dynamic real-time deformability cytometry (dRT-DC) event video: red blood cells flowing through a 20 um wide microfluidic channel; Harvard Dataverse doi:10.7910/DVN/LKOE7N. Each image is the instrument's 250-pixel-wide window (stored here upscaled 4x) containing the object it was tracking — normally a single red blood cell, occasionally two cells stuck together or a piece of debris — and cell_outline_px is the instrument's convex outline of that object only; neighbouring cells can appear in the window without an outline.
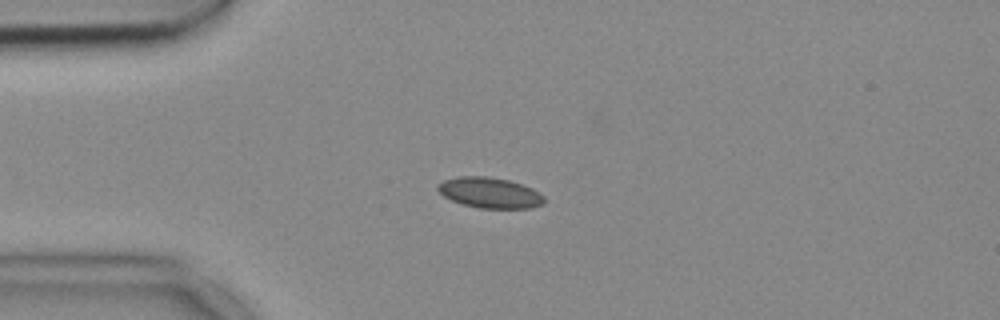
{"species": "common noctule bat (a hibernating species)", "species_latin": "Nyctalus noctula", "temperature_condition": "cold", "stored_images_in_passage": 50, "camera_frame_rate_fps": 3000, "um_per_image_px": 0.085, "animal": {"sex": "female", "body_mass_g": 18.4}, "frame": {"image": 1, "passage_image": 14, "time_ms": 4.333, "image_size_px": [1000, 320], "cell_outline_px": [[544, 204], [532, 208], [480, 208], [464, 204], [452, 200], [444, 196], [436, 188], [436, 184], [444, 180], [460, 176], [484, 176], [508, 180], [532, 188], [540, 192], [544, 196]], "centroid_in_image_um": [41.64, 16.38], "position_along_channel_um": 43.4, "area_um2": 18.9}}
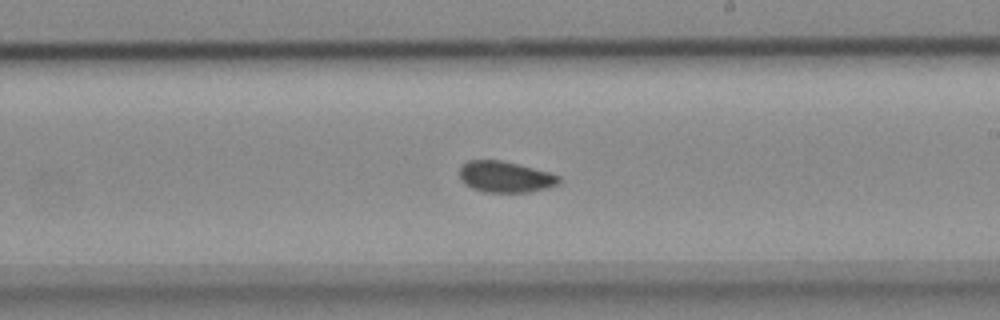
{"frame": {"image": 2, "passage_image": 32, "time_ms": 10.333, "image_size_px": [1000, 320], "cell_outline_px": [[560, 184], [548, 188], [528, 192], [484, 192], [472, 188], [464, 184], [460, 180], [460, 164], [468, 160], [500, 160], [548, 172], [560, 176]], "centroid_in_image_um": [42.92, 15.04], "position_along_channel_um": 246.1, "area_um2": 18.09}}
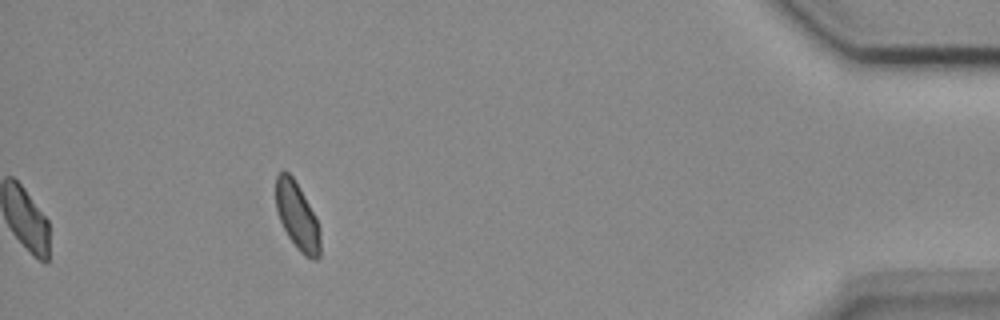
{"frame": {"image": 3, "passage_image": 50, "time_ms": 16.333, "image_size_px": [1000, 320], "cell_outline_px": [[320, 256], [316, 260], [312, 260], [304, 256], [296, 248], [288, 236], [280, 220], [276, 208], [276, 176], [280, 172], [288, 172], [292, 176], [300, 188], [316, 216], [320, 228]], "centroid_in_image_um": [25.29, 18.41], "position_along_channel_um": 409.9, "area_um2": 17.51}, "authors_computed_cell_mechanics": {"area_um2": 18.7561, "velocity_mm_per_s": 3.703, "shape_relaxation_time_tau1_ms": null, "shape_relaxation_time_tau2_ms": 1.6186, "deformation_change_tau1": null, "deformation_change_tau2": 0.0469}}